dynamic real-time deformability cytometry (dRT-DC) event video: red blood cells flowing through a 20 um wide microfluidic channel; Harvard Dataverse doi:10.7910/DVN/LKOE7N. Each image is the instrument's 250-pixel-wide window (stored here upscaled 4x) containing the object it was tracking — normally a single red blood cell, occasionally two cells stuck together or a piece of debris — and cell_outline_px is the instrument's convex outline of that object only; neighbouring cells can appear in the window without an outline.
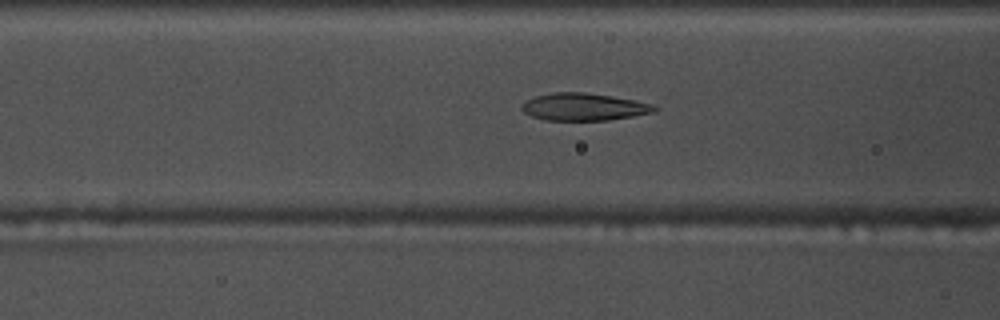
{"species": "common noctule bat (a hibernating species)", "species_latin": "Nyctalus noctula", "temperature_condition": "warm", "stored_images_in_passage": 55, "camera_frame_rate_fps": 3000, "um_per_image_px": 0.085, "animal": {"sex": "male", "body_mass_g": 17.5, "forearm_length_mm": 52.3}, "frame": {"image": 1, "passage_image": 21, "time_ms": 6.667, "image_size_px": [1000, 320], "cell_outline_px": [[660, 108], [656, 112], [608, 120], [544, 120], [532, 116], [524, 112], [520, 108], [528, 100], [536, 96], [556, 92], [584, 92], [612, 96], [632, 100], [648, 104]], "centroid_in_image_um": [49.63, 9.09], "position_along_channel_um": 117.0, "area_um2": 20.87}}
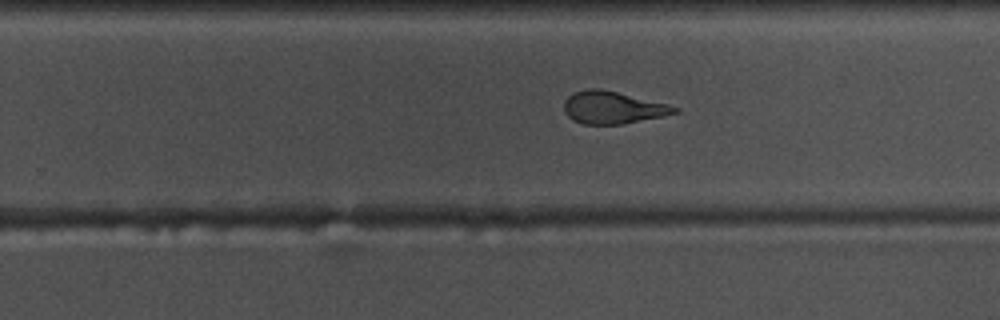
{"frame": {"image": 2, "passage_image": 34, "time_ms": 11.0, "image_size_px": [1000, 320], "cell_outline_px": [[680, 112], [664, 116], [620, 124], [584, 124], [572, 120], [564, 112], [564, 100], [568, 96], [576, 92], [588, 88], [596, 88], [616, 92], [668, 104], [680, 108]], "centroid_in_image_um": [52.08, 9.15], "position_along_channel_um": 277.7, "area_um2": 20.69}}
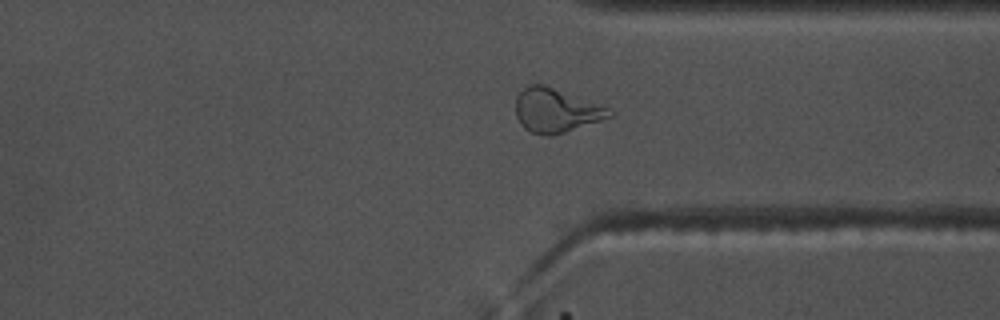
{"frame": {"image": 3, "passage_image": 41, "time_ms": 13.333, "image_size_px": [1000, 320], "cell_outline_px": [[616, 116], [552, 136], [548, 136], [528, 132], [520, 124], [516, 116], [516, 96], [528, 84], [544, 84], [616, 112]], "centroid_in_image_um": [47.23, 9.41], "position_along_channel_um": 364.2, "area_um2": 23.93}, "authors_computed_cell_mechanics": {"area_um2": 21.9062, "velocity_mm_per_s": 3.717, "shape_relaxation_time_tau1_ms": 4.1889, "shape_relaxation_time_tau2_ms": 1.48, "deformation_change_tau1": 0.1864, "deformation_change_tau2": 0.1022}}